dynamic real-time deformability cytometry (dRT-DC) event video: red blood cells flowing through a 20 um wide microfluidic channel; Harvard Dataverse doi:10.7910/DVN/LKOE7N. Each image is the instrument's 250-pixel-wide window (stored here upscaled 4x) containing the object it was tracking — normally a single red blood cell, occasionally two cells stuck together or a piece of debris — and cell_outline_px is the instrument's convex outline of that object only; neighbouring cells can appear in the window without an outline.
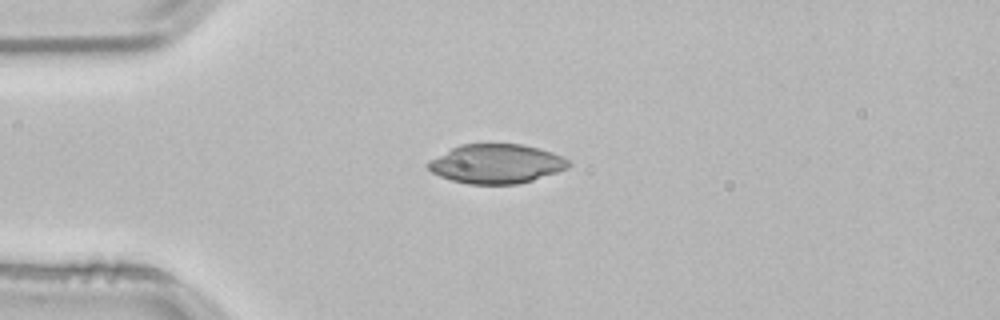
{"species": "common noctule bat (a hibernating species)", "species_latin": "Nyctalus noctula", "temperature_condition": "room temperature", "stored_images_in_passage": 35, "camera_frame_rate_fps": 3000, "um_per_image_px": 0.085, "animal": {"sex": "male", "body_mass_g": 21.5, "forearm_length_mm": 52.0}, "frame": {"image": 1, "passage_image": 1, "time_ms": 0.0, "image_size_px": [1000, 320], "cell_outline_px": [[572, 164], [568, 168], [532, 180], [516, 184], [468, 184], [452, 180], [440, 176], [432, 172], [428, 168], [428, 160], [460, 144], [524, 144], [540, 148], [552, 152], [568, 160]], "centroid_in_image_um": [42.19, 13.92], "position_along_channel_um": 42.8, "area_um2": 32.02}}
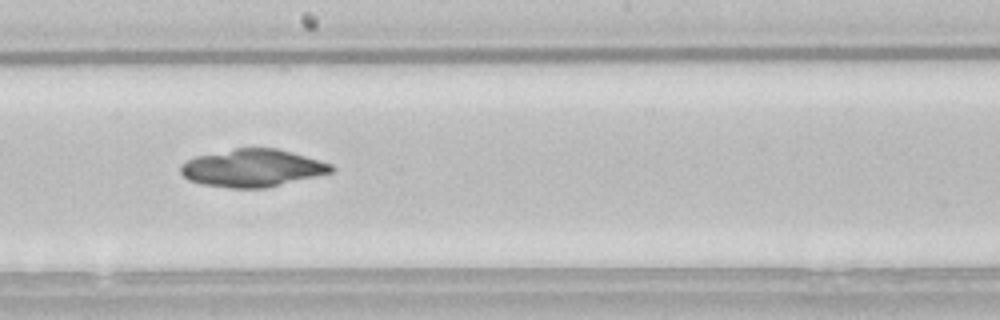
{"frame": {"image": 2, "passage_image": 17, "time_ms": 5.333, "image_size_px": [1000, 320], "cell_outline_px": [[336, 168], [332, 172], [264, 188], [228, 188], [200, 184], [188, 180], [180, 172], [180, 164], [196, 156], [236, 148], [276, 148], [292, 152], [332, 164]], "centroid_in_image_um": [21.42, 14.28], "position_along_channel_um": 226.8, "area_um2": 32.83}}
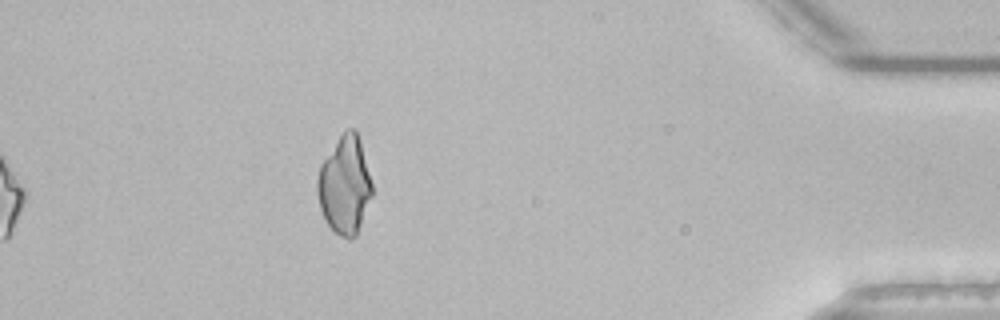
{"frame": {"image": 3, "passage_image": 35, "time_ms": 11.333, "image_size_px": [1000, 320], "cell_outline_px": [[372, 196], [356, 236], [352, 240], [348, 240], [332, 232], [324, 220], [320, 208], [316, 192], [316, 180], [320, 164], [340, 136], [348, 128], [356, 128], [360, 140], [372, 184]], "centroid_in_image_um": [29.28, 15.79], "position_along_channel_um": 405.9, "area_um2": 31.5}}